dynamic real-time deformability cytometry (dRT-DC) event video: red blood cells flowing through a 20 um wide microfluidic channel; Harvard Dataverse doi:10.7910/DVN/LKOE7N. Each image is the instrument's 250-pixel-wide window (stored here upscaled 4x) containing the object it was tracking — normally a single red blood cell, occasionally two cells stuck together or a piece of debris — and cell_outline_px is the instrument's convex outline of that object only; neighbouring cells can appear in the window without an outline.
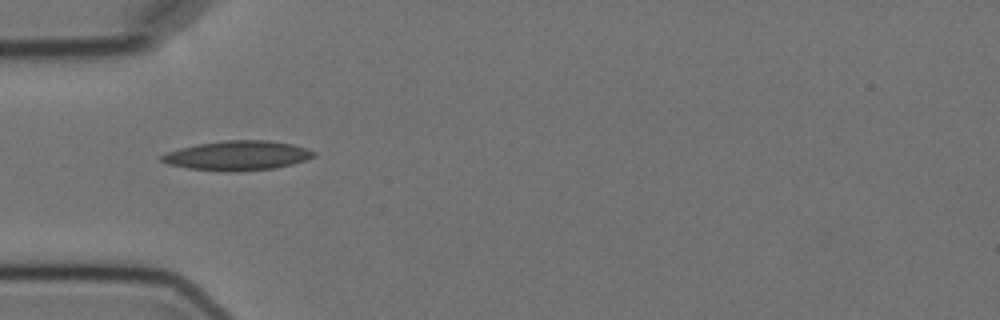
{"species": "Egyptian fruit bat (a non-hibernating species)", "species_latin": "Rousettus aegyptiacus", "temperature_condition": "cold", "stored_images_in_passage": 1, "camera_frame_rate_fps": 3000, "um_per_image_px": 0.085, "animal": {"sex": "female"}, "frame": {"image": 1, "passage_image": 1, "time_ms": 0.0, "image_size_px": [1000, 320], "cell_outline_px": [[316, 152], [312, 156], [304, 160], [292, 164], [272, 168], [228, 172], [188, 168], [168, 164], [160, 160], [160, 156], [168, 152], [180, 148], [196, 144], [224, 140], [268, 140], [292, 144], [308, 148]], "centroid_in_image_um": [20.16, 13.21], "position_along_channel_um": 64.8, "area_um2": 25.95}}